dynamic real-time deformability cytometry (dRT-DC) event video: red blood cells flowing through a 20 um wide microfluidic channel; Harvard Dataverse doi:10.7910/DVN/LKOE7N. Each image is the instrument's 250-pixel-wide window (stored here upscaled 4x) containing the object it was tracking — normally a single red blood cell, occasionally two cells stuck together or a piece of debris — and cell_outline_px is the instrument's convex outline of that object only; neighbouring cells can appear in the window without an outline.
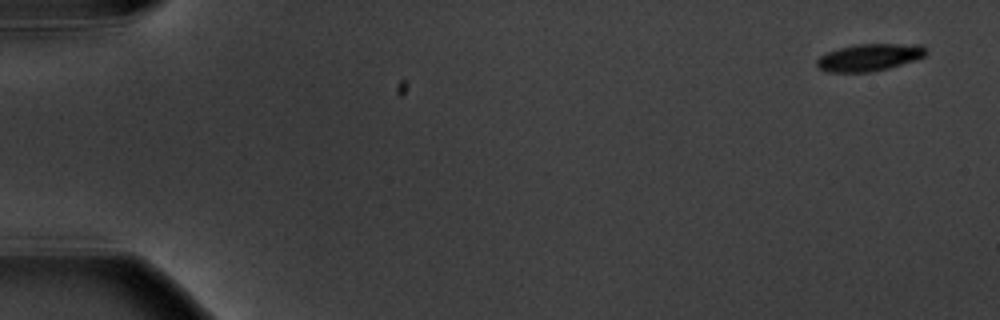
{"species": "common noctule bat (a hibernating species)", "species_latin": "Nyctalus noctula", "temperature_condition": "warm", "stored_images_in_passage": 9, "camera_frame_rate_fps": 3000, "um_per_image_px": 0.085, "animal": {"sex": "male", "body_mass_g": 20.1, "forearm_length_mm": 53.5}, "frame": {"image": 1, "passage_image": 1, "time_ms": 0.0, "image_size_px": [1000, 320], "cell_outline_px": [[928, 52], [924, 56], [916, 60], [888, 68], [868, 72], [828, 72], [816, 68], [816, 60], [820, 56], [828, 52], [840, 48], [856, 44], [920, 44]], "centroid_in_image_um": [73.88, 4.88], "position_along_channel_um": 11.1, "area_um2": 17.28}}
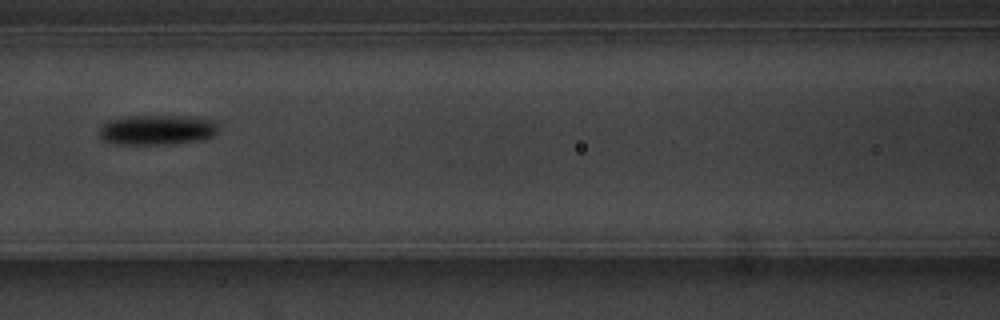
{"frame": {"image": 2, "passage_image": 8, "time_ms": 8.0, "image_size_px": [1000, 320], "cell_outline_px": [[216, 132], [212, 136], [200, 140], [168, 144], [112, 144], [104, 140], [100, 136], [100, 128], [108, 120], [128, 116], [180, 116], [212, 120], [216, 124]], "centroid_in_image_um": [13.3, 11.04], "position_along_channel_um": 153.3, "area_um2": 20.52}}